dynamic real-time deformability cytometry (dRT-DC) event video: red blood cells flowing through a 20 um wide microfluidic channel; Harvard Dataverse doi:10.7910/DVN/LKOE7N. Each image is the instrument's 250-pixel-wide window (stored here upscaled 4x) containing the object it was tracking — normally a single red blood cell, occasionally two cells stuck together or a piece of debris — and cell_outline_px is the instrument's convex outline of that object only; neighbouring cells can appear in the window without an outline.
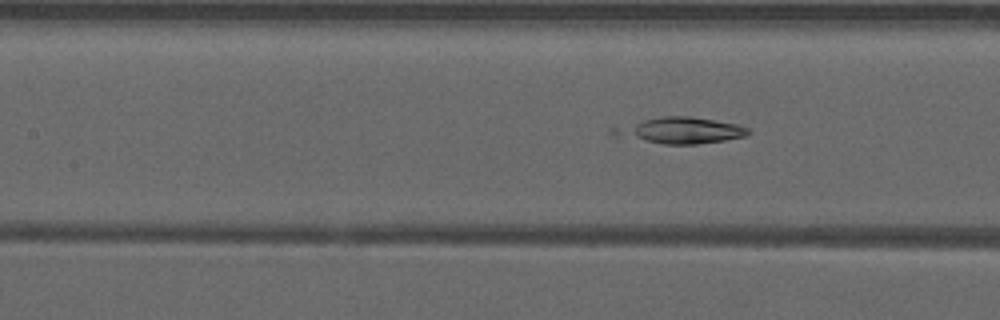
{"species": "common noctule bat (a hibernating species)", "species_latin": "Nyctalus noctula", "temperature_condition": "warm", "stored_images_in_passage": 39, "camera_frame_rate_fps": 3000, "um_per_image_px": 0.085, "animal": {"sex": "male", "forearm_length_mm": 52.5}, "frame": {"image": 1, "passage_image": 18, "time_ms": 5.667, "image_size_px": [1000, 320], "cell_outline_px": [[748, 132], [744, 136], [724, 140], [696, 144], [664, 144], [612, 136], [608, 132], [612, 128], [644, 120], [664, 116], [692, 116], [736, 124], [748, 128]], "centroid_in_image_um": [57.76, 11.09], "position_along_channel_um": 149.6, "area_um2": 20.29}}
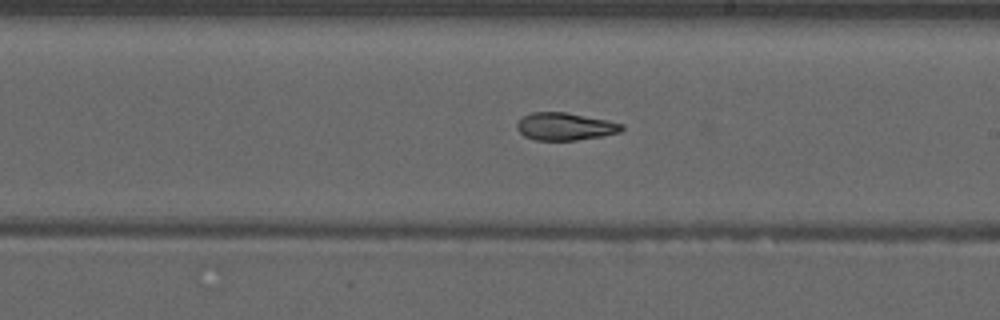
{"frame": {"image": 2, "passage_image": 25, "time_ms": 8.0, "image_size_px": [1000, 320], "cell_outline_px": [[624, 128], [620, 132], [600, 136], [576, 140], [536, 140], [524, 136], [516, 128], [516, 124], [524, 116], [532, 112], [564, 112], [624, 124]], "centroid_in_image_um": [48.0, 10.76], "position_along_channel_um": 241.0, "area_um2": 16.53}}
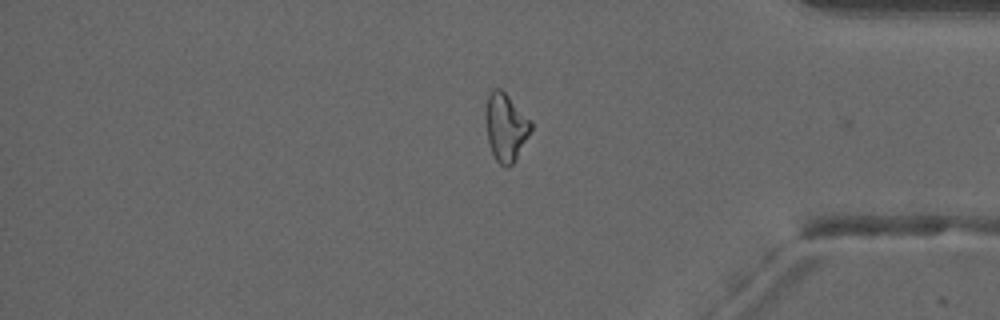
{"frame": {"image": 3, "passage_image": 38, "time_ms": 12.333, "image_size_px": [1000, 320], "cell_outline_px": [[532, 128], [528, 136], [512, 164], [508, 168], [504, 168], [496, 160], [492, 152], [488, 140], [484, 116], [488, 92], [492, 88], [500, 88], [532, 120]], "centroid_in_image_um": [42.96, 10.78], "position_along_channel_um": 392.2, "area_um2": 17.98}}